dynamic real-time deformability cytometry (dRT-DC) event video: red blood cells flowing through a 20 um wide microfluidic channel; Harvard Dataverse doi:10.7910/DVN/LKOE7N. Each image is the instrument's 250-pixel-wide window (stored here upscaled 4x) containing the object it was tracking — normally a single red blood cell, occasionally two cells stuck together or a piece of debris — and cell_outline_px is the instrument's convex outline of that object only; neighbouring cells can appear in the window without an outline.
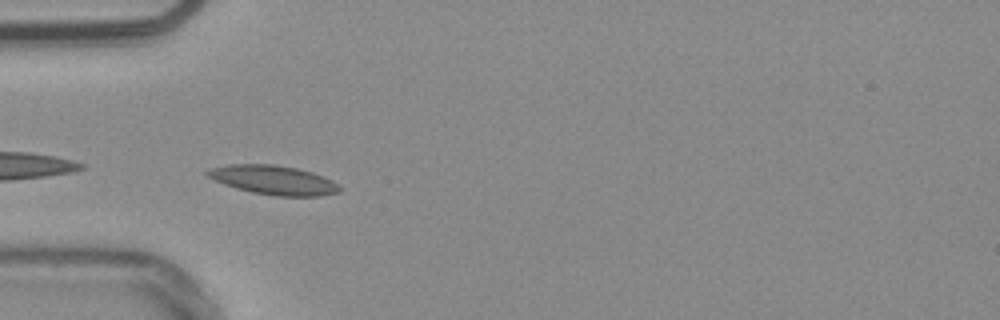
{"species": "common noctule bat (a hibernating species)", "species_latin": "Nyctalus noctula", "temperature_condition": "warm", "stored_images_in_passage": 14, "camera_frame_rate_fps": 3000, "um_per_image_px": 0.085, "animal": {"sex": "male", "body_mass_g": 20.4}, "frame": {"image": 1, "passage_image": 1, "time_ms": 0.0, "image_size_px": [1000, 320], "cell_outline_px": [[344, 188], [340, 192], [320, 196], [276, 196], [252, 192], [236, 188], [224, 184], [208, 176], [204, 172], [208, 168], [228, 164], [276, 164], [296, 168], [312, 172], [324, 176], [340, 184]], "centroid_in_image_um": [23.29, 15.3], "position_along_channel_um": 61.7, "area_um2": 22.72}}
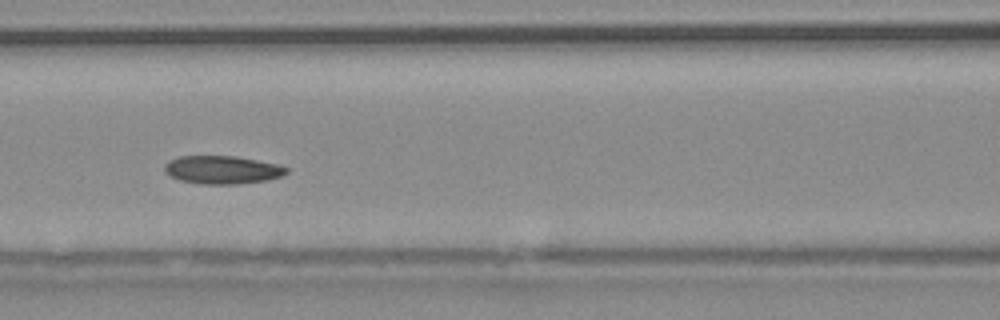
{"frame": {"image": 2, "passage_image": 8, "time_ms": 2.333, "image_size_px": [1000, 320], "cell_outline_px": [[288, 172], [280, 176], [264, 180], [236, 184], [204, 184], [180, 180], [164, 172], [164, 164], [168, 160], [180, 156], [236, 156], [276, 164], [288, 168]], "centroid_in_image_um": [18.84, 14.42], "position_along_channel_um": 147.8, "area_um2": 19.77}}